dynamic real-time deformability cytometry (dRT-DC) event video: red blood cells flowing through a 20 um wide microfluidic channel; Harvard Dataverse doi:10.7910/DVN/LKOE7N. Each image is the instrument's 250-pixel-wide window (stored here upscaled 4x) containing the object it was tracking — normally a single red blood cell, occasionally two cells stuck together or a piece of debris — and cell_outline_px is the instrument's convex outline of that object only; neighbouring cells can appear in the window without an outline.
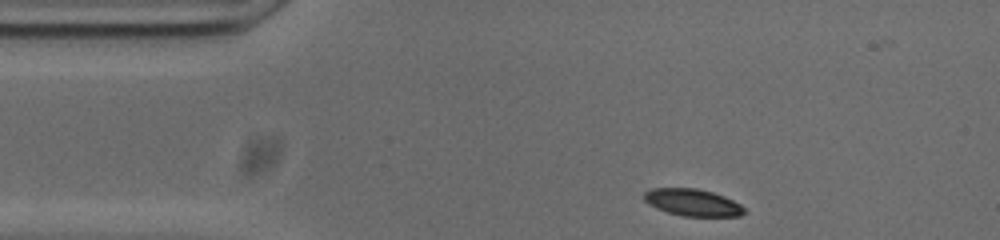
{"species": "common noctule bat (a hibernating species)", "species_latin": "Nyctalus noctula", "temperature_condition": "cold", "stored_images_in_passage": 46, "camera_frame_rate_fps": 3000, "um_per_image_px": 0.085, "animal": {"sex": "male", "body_mass_g": 20.0, "forearm_length_mm": 53.3}, "frame": {"image": 1, "passage_image": 1, "time_ms": 0.0, "image_size_px": [1000, 240], "cell_outline_px": [[744, 212], [740, 216], [684, 216], [668, 212], [656, 208], [648, 204], [644, 200], [644, 192], [652, 188], [696, 188], [712, 192], [724, 196], [740, 204], [744, 208]], "centroid_in_image_um": [58.85, 17.2], "position_along_channel_um": 26.2, "area_um2": 15.66}}
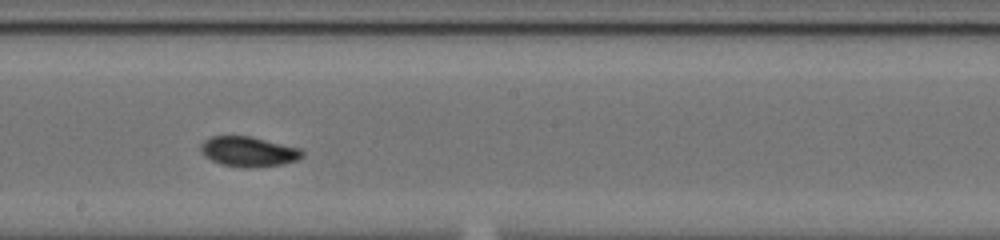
{"frame": {"image": 2, "passage_image": 21, "time_ms": 6.667, "image_size_px": [1000, 240], "cell_outline_px": [[304, 156], [296, 160], [284, 164], [256, 168], [244, 168], [220, 164], [204, 156], [200, 152], [200, 144], [204, 140], [212, 136], [252, 136], [300, 148], [304, 152]], "centroid_in_image_um": [21.12, 12.89], "position_along_channel_um": 227.1, "area_um2": 18.09}}
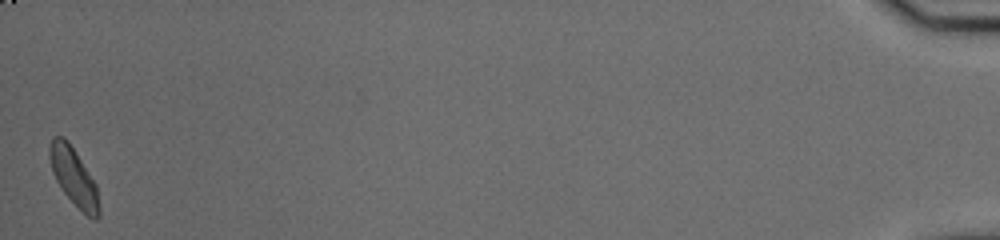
{"frame": {"image": 3, "passage_image": 46, "time_ms": 15.0, "image_size_px": [1000, 240], "cell_outline_px": [[100, 216], [96, 220], [92, 220], [64, 192], [56, 180], [52, 172], [48, 156], [48, 148], [52, 136], [64, 136], [68, 140], [76, 152], [96, 184], [100, 208]], "centroid_in_image_um": [6.26, 14.99], "position_along_channel_um": 428.9, "area_um2": 16.65}, "authors_computed_cell_mechanics": {"area_um2": 16.9643, "velocity_mm_per_s": 3.7243, "shape_relaxation_time_tau1_ms": 2.4605, "shape_relaxation_time_tau2_ms": 6.3456, "deformation_change_tau1": 0.102, "deformation_change_tau2": 0.1126}}